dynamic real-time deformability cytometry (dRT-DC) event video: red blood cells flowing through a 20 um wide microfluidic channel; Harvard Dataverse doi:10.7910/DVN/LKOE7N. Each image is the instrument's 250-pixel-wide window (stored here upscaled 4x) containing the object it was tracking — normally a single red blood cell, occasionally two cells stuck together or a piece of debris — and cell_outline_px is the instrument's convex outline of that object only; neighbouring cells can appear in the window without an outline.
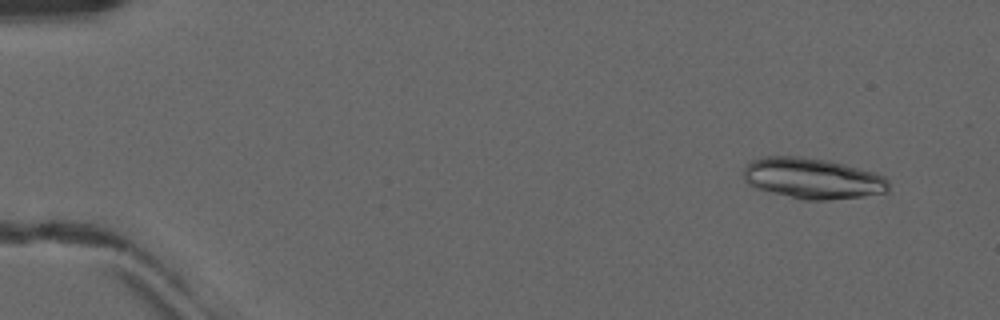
{"species": "common noctule bat (a hibernating species)", "species_latin": "Nyctalus noctula", "temperature_condition": "warm", "stored_images_in_passage": 5, "camera_frame_rate_fps": 3000, "um_per_image_px": 0.085, "animal": {"sex": "male", "forearm_length_mm": 52.5}, "frame": {"image": 1, "passage_image": 2, "time_ms": 0.333, "image_size_px": [1000, 320], "cell_outline_px": [[888, 192], [864, 196], [828, 200], [804, 200], [760, 188], [748, 184], [744, 180], [744, 168], [752, 160], [764, 156], [800, 156], [828, 160], [876, 172], [884, 176], [888, 180]], "centroid_in_image_um": [69.1, 15.15], "position_along_channel_um": 15.9, "area_um2": 34.39}}